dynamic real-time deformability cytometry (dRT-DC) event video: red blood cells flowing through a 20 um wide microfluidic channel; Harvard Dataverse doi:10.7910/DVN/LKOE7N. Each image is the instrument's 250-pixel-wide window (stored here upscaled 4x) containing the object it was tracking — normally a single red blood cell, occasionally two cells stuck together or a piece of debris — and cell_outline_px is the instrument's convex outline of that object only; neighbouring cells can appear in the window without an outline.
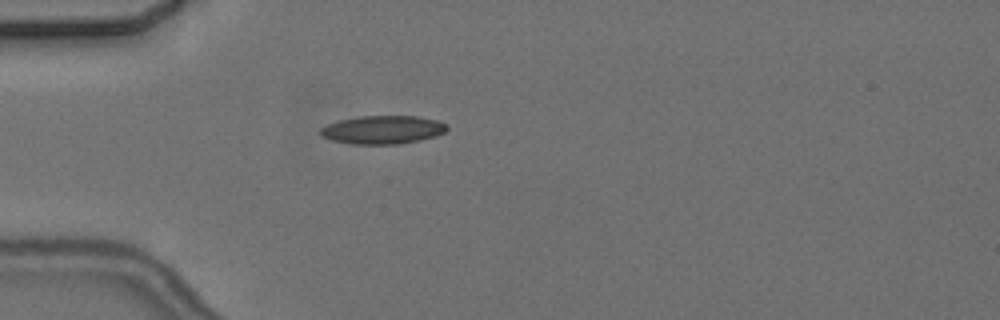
{"species": "common noctule bat (a hibernating species)", "species_latin": "Nyctalus noctula", "temperature_condition": "cold", "stored_images_in_passage": 4, "camera_frame_rate_fps": 3000, "um_per_image_px": 0.085, "animal": {"sex": "female", "body_mass_g": 24.6, "forearm_length_mm": 56.2}, "frame": {"image": 1, "passage_image": 4, "time_ms": 4.667, "image_size_px": [1000, 320], "cell_outline_px": [[448, 128], [444, 132], [436, 136], [420, 140], [396, 144], [352, 144], [332, 140], [320, 136], [320, 128], [328, 124], [340, 120], [360, 116], [416, 116], [436, 120], [448, 124]], "centroid_in_image_um": [32.53, 11.03], "position_along_channel_um": 52.5, "area_um2": 20.87}}